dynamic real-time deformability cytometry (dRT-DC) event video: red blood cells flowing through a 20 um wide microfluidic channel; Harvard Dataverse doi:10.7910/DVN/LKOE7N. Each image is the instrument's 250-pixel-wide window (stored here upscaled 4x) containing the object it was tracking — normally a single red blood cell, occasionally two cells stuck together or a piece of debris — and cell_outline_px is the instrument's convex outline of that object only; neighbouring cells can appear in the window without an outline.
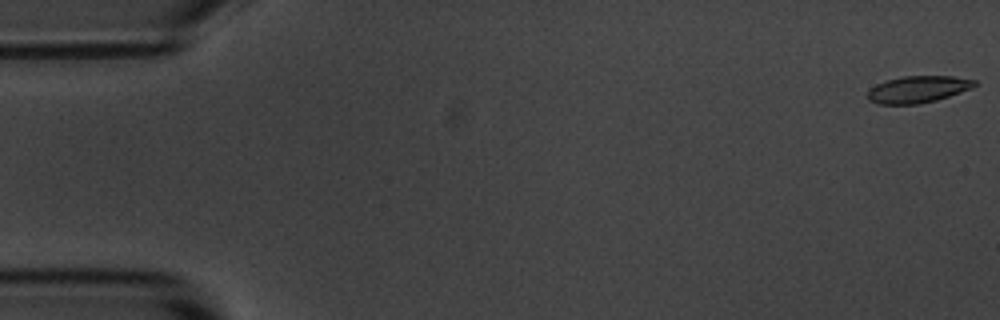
{"species": "common noctule bat (a hibernating species)", "species_latin": "Nyctalus noctula", "temperature_condition": "room temperature", "stored_images_in_passage": 5, "camera_frame_rate_fps": 3000, "um_per_image_px": 0.085, "animal": {"sex": "male", "body_mass_g": 20.1, "forearm_length_mm": 53.5}, "frame": {"image": 1, "passage_image": 1, "time_ms": 0.0, "image_size_px": [1000, 320], "cell_outline_px": [[976, 84], [972, 88], [936, 100], [920, 104], [876, 104], [868, 100], [868, 92], [876, 84], [888, 80], [904, 76], [952, 76], [976, 80]], "centroid_in_image_um": [78.02, 7.6], "position_along_channel_um": 7.0, "area_um2": 16.59}}
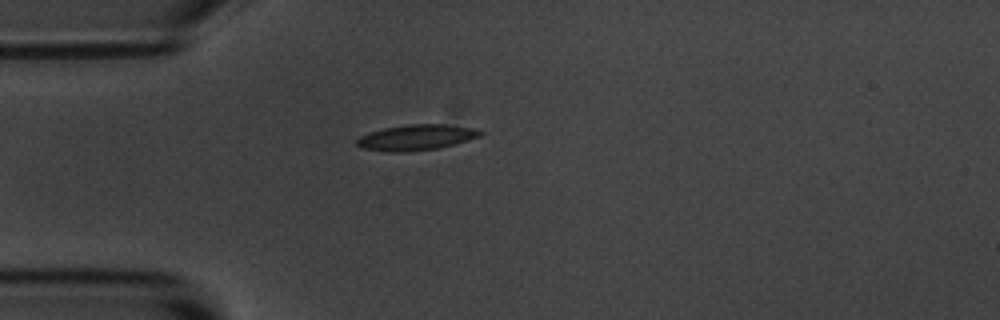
{"frame": {"image": 2, "passage_image": 5, "time_ms": 4.667, "image_size_px": [1000, 320], "cell_outline_px": [[484, 132], [480, 136], [456, 144], [440, 148], [408, 152], [388, 152], [364, 148], [356, 144], [356, 140], [360, 136], [384, 128], [408, 124], [444, 124], [476, 128]], "centroid_in_image_um": [35.43, 11.68], "position_along_channel_um": 49.6, "area_um2": 18.5}}